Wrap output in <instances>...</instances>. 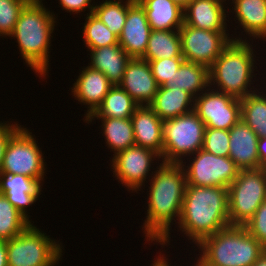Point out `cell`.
<instances>
[{"label": "cell", "instance_id": "cell-1", "mask_svg": "<svg viewBox=\"0 0 266 266\" xmlns=\"http://www.w3.org/2000/svg\"><path fill=\"white\" fill-rule=\"evenodd\" d=\"M159 167L150 182L148 216L143 228L149 241L163 245L169 242L173 218L177 216L179 221L187 180L183 163L162 162Z\"/></svg>", "mask_w": 266, "mask_h": 266}, {"label": "cell", "instance_id": "cell-2", "mask_svg": "<svg viewBox=\"0 0 266 266\" xmlns=\"http://www.w3.org/2000/svg\"><path fill=\"white\" fill-rule=\"evenodd\" d=\"M178 223L180 230L197 244L230 226L228 188L187 185Z\"/></svg>", "mask_w": 266, "mask_h": 266}, {"label": "cell", "instance_id": "cell-3", "mask_svg": "<svg viewBox=\"0 0 266 266\" xmlns=\"http://www.w3.org/2000/svg\"><path fill=\"white\" fill-rule=\"evenodd\" d=\"M40 0H31L21 11L11 37L17 38L20 53L31 69L45 76L48 68L50 36L55 18Z\"/></svg>", "mask_w": 266, "mask_h": 266}, {"label": "cell", "instance_id": "cell-4", "mask_svg": "<svg viewBox=\"0 0 266 266\" xmlns=\"http://www.w3.org/2000/svg\"><path fill=\"white\" fill-rule=\"evenodd\" d=\"M197 245L206 266H252L266 251L244 226L230 225L205 237Z\"/></svg>", "mask_w": 266, "mask_h": 266}, {"label": "cell", "instance_id": "cell-5", "mask_svg": "<svg viewBox=\"0 0 266 266\" xmlns=\"http://www.w3.org/2000/svg\"><path fill=\"white\" fill-rule=\"evenodd\" d=\"M250 47L246 39H233L209 68V85L216 82L220 92L238 99L254 92L247 89L255 62Z\"/></svg>", "mask_w": 266, "mask_h": 266}, {"label": "cell", "instance_id": "cell-6", "mask_svg": "<svg viewBox=\"0 0 266 266\" xmlns=\"http://www.w3.org/2000/svg\"><path fill=\"white\" fill-rule=\"evenodd\" d=\"M266 200V167L240 170L228 187L230 225L244 226Z\"/></svg>", "mask_w": 266, "mask_h": 266}, {"label": "cell", "instance_id": "cell-7", "mask_svg": "<svg viewBox=\"0 0 266 266\" xmlns=\"http://www.w3.org/2000/svg\"><path fill=\"white\" fill-rule=\"evenodd\" d=\"M206 126L194 110L163 121V161L183 163L181 156L202 149ZM180 158V159H179Z\"/></svg>", "mask_w": 266, "mask_h": 266}, {"label": "cell", "instance_id": "cell-8", "mask_svg": "<svg viewBox=\"0 0 266 266\" xmlns=\"http://www.w3.org/2000/svg\"><path fill=\"white\" fill-rule=\"evenodd\" d=\"M30 224L7 241L8 266H53L61 257V246Z\"/></svg>", "mask_w": 266, "mask_h": 266}, {"label": "cell", "instance_id": "cell-9", "mask_svg": "<svg viewBox=\"0 0 266 266\" xmlns=\"http://www.w3.org/2000/svg\"><path fill=\"white\" fill-rule=\"evenodd\" d=\"M39 149L31 133L19 127L9 138L0 173L21 174L41 183L45 168Z\"/></svg>", "mask_w": 266, "mask_h": 266}, {"label": "cell", "instance_id": "cell-10", "mask_svg": "<svg viewBox=\"0 0 266 266\" xmlns=\"http://www.w3.org/2000/svg\"><path fill=\"white\" fill-rule=\"evenodd\" d=\"M185 170L187 185L229 187L240 169L230 157L216 156L200 149ZM187 170V171H186Z\"/></svg>", "mask_w": 266, "mask_h": 266}, {"label": "cell", "instance_id": "cell-11", "mask_svg": "<svg viewBox=\"0 0 266 266\" xmlns=\"http://www.w3.org/2000/svg\"><path fill=\"white\" fill-rule=\"evenodd\" d=\"M178 31L183 58L207 68L213 65L224 48L233 40L229 39L226 31H208L185 23Z\"/></svg>", "mask_w": 266, "mask_h": 266}, {"label": "cell", "instance_id": "cell-12", "mask_svg": "<svg viewBox=\"0 0 266 266\" xmlns=\"http://www.w3.org/2000/svg\"><path fill=\"white\" fill-rule=\"evenodd\" d=\"M194 111L206 127L230 130L241 119L240 99L217 91L194 99Z\"/></svg>", "mask_w": 266, "mask_h": 266}, {"label": "cell", "instance_id": "cell-13", "mask_svg": "<svg viewBox=\"0 0 266 266\" xmlns=\"http://www.w3.org/2000/svg\"><path fill=\"white\" fill-rule=\"evenodd\" d=\"M160 158L155 151L141 146H131L118 152L112 159L115 176L130 190H138L150 171L152 158Z\"/></svg>", "mask_w": 266, "mask_h": 266}, {"label": "cell", "instance_id": "cell-14", "mask_svg": "<svg viewBox=\"0 0 266 266\" xmlns=\"http://www.w3.org/2000/svg\"><path fill=\"white\" fill-rule=\"evenodd\" d=\"M151 31L143 6L137 0H128L127 17L118 37L119 45L131 58H141Z\"/></svg>", "mask_w": 266, "mask_h": 266}, {"label": "cell", "instance_id": "cell-15", "mask_svg": "<svg viewBox=\"0 0 266 266\" xmlns=\"http://www.w3.org/2000/svg\"><path fill=\"white\" fill-rule=\"evenodd\" d=\"M139 105H150L158 90L149 63L141 58H131L119 84ZM145 102V103H144Z\"/></svg>", "mask_w": 266, "mask_h": 266}, {"label": "cell", "instance_id": "cell-16", "mask_svg": "<svg viewBox=\"0 0 266 266\" xmlns=\"http://www.w3.org/2000/svg\"><path fill=\"white\" fill-rule=\"evenodd\" d=\"M256 133L240 119L229 130V156L240 170L265 167L258 157Z\"/></svg>", "mask_w": 266, "mask_h": 266}, {"label": "cell", "instance_id": "cell-17", "mask_svg": "<svg viewBox=\"0 0 266 266\" xmlns=\"http://www.w3.org/2000/svg\"><path fill=\"white\" fill-rule=\"evenodd\" d=\"M130 119L135 145L151 149L163 157V120L149 105L138 106Z\"/></svg>", "mask_w": 266, "mask_h": 266}, {"label": "cell", "instance_id": "cell-18", "mask_svg": "<svg viewBox=\"0 0 266 266\" xmlns=\"http://www.w3.org/2000/svg\"><path fill=\"white\" fill-rule=\"evenodd\" d=\"M41 185L33 178L21 174L0 173V193L28 220L26 209L36 202Z\"/></svg>", "mask_w": 266, "mask_h": 266}, {"label": "cell", "instance_id": "cell-19", "mask_svg": "<svg viewBox=\"0 0 266 266\" xmlns=\"http://www.w3.org/2000/svg\"><path fill=\"white\" fill-rule=\"evenodd\" d=\"M223 2L224 0H193L184 9V23L208 31H226Z\"/></svg>", "mask_w": 266, "mask_h": 266}, {"label": "cell", "instance_id": "cell-20", "mask_svg": "<svg viewBox=\"0 0 266 266\" xmlns=\"http://www.w3.org/2000/svg\"><path fill=\"white\" fill-rule=\"evenodd\" d=\"M112 86L109 79L101 71L89 66L82 70L72 90L80 103L89 105L86 118L102 104Z\"/></svg>", "mask_w": 266, "mask_h": 266}, {"label": "cell", "instance_id": "cell-21", "mask_svg": "<svg viewBox=\"0 0 266 266\" xmlns=\"http://www.w3.org/2000/svg\"><path fill=\"white\" fill-rule=\"evenodd\" d=\"M89 67L101 71L113 86L121 83L127 63L131 57L118 44L91 49Z\"/></svg>", "mask_w": 266, "mask_h": 266}, {"label": "cell", "instance_id": "cell-22", "mask_svg": "<svg viewBox=\"0 0 266 266\" xmlns=\"http://www.w3.org/2000/svg\"><path fill=\"white\" fill-rule=\"evenodd\" d=\"M144 8L152 30H179L184 23V9L172 0H137ZM173 28V29H172Z\"/></svg>", "mask_w": 266, "mask_h": 266}, {"label": "cell", "instance_id": "cell-23", "mask_svg": "<svg viewBox=\"0 0 266 266\" xmlns=\"http://www.w3.org/2000/svg\"><path fill=\"white\" fill-rule=\"evenodd\" d=\"M193 98L188 92L170 86H159L154 100L149 105L161 120L175 118L194 110L189 107ZM191 108V109H190Z\"/></svg>", "mask_w": 266, "mask_h": 266}, {"label": "cell", "instance_id": "cell-24", "mask_svg": "<svg viewBox=\"0 0 266 266\" xmlns=\"http://www.w3.org/2000/svg\"><path fill=\"white\" fill-rule=\"evenodd\" d=\"M237 20L250 36L266 37V0H232Z\"/></svg>", "mask_w": 266, "mask_h": 266}, {"label": "cell", "instance_id": "cell-25", "mask_svg": "<svg viewBox=\"0 0 266 266\" xmlns=\"http://www.w3.org/2000/svg\"><path fill=\"white\" fill-rule=\"evenodd\" d=\"M139 105L132 97L119 85L112 86L107 95L104 97L102 104L93 114L85 118L91 121L94 117L98 118H131L135 109Z\"/></svg>", "mask_w": 266, "mask_h": 266}, {"label": "cell", "instance_id": "cell-26", "mask_svg": "<svg viewBox=\"0 0 266 266\" xmlns=\"http://www.w3.org/2000/svg\"><path fill=\"white\" fill-rule=\"evenodd\" d=\"M173 57H183L179 31L152 30L149 36L147 49L141 59L148 62L150 60Z\"/></svg>", "mask_w": 266, "mask_h": 266}, {"label": "cell", "instance_id": "cell-27", "mask_svg": "<svg viewBox=\"0 0 266 266\" xmlns=\"http://www.w3.org/2000/svg\"><path fill=\"white\" fill-rule=\"evenodd\" d=\"M210 84L209 68L202 64L184 60L179 69L175 71L173 81L169 85L171 88H178L188 92L194 97L203 88Z\"/></svg>", "mask_w": 266, "mask_h": 266}, {"label": "cell", "instance_id": "cell-28", "mask_svg": "<svg viewBox=\"0 0 266 266\" xmlns=\"http://www.w3.org/2000/svg\"><path fill=\"white\" fill-rule=\"evenodd\" d=\"M103 120L104 135L107 145L115 155L135 145L134 130L130 118H100Z\"/></svg>", "mask_w": 266, "mask_h": 266}, {"label": "cell", "instance_id": "cell-29", "mask_svg": "<svg viewBox=\"0 0 266 266\" xmlns=\"http://www.w3.org/2000/svg\"><path fill=\"white\" fill-rule=\"evenodd\" d=\"M252 92L240 99L241 119L258 137H266V96Z\"/></svg>", "mask_w": 266, "mask_h": 266}, {"label": "cell", "instance_id": "cell-30", "mask_svg": "<svg viewBox=\"0 0 266 266\" xmlns=\"http://www.w3.org/2000/svg\"><path fill=\"white\" fill-rule=\"evenodd\" d=\"M30 224V221L8 201L6 196L0 193V240L9 241Z\"/></svg>", "mask_w": 266, "mask_h": 266}, {"label": "cell", "instance_id": "cell-31", "mask_svg": "<svg viewBox=\"0 0 266 266\" xmlns=\"http://www.w3.org/2000/svg\"><path fill=\"white\" fill-rule=\"evenodd\" d=\"M86 19L83 37L90 50L119 44L118 37L97 16L89 13Z\"/></svg>", "mask_w": 266, "mask_h": 266}, {"label": "cell", "instance_id": "cell-32", "mask_svg": "<svg viewBox=\"0 0 266 266\" xmlns=\"http://www.w3.org/2000/svg\"><path fill=\"white\" fill-rule=\"evenodd\" d=\"M128 11V0L125 4L121 1L109 0L96 5L93 14L97 16L117 37L120 36L125 24Z\"/></svg>", "mask_w": 266, "mask_h": 266}, {"label": "cell", "instance_id": "cell-33", "mask_svg": "<svg viewBox=\"0 0 266 266\" xmlns=\"http://www.w3.org/2000/svg\"><path fill=\"white\" fill-rule=\"evenodd\" d=\"M31 0H0V36H11L19 15Z\"/></svg>", "mask_w": 266, "mask_h": 266}, {"label": "cell", "instance_id": "cell-34", "mask_svg": "<svg viewBox=\"0 0 266 266\" xmlns=\"http://www.w3.org/2000/svg\"><path fill=\"white\" fill-rule=\"evenodd\" d=\"M184 60L183 57H173L148 61L157 85L169 86L173 81L175 71L179 69Z\"/></svg>", "mask_w": 266, "mask_h": 266}, {"label": "cell", "instance_id": "cell-35", "mask_svg": "<svg viewBox=\"0 0 266 266\" xmlns=\"http://www.w3.org/2000/svg\"><path fill=\"white\" fill-rule=\"evenodd\" d=\"M202 149L216 156H229V130L206 127Z\"/></svg>", "mask_w": 266, "mask_h": 266}, {"label": "cell", "instance_id": "cell-36", "mask_svg": "<svg viewBox=\"0 0 266 266\" xmlns=\"http://www.w3.org/2000/svg\"><path fill=\"white\" fill-rule=\"evenodd\" d=\"M244 228L266 248V200L254 213V216L244 224Z\"/></svg>", "mask_w": 266, "mask_h": 266}, {"label": "cell", "instance_id": "cell-37", "mask_svg": "<svg viewBox=\"0 0 266 266\" xmlns=\"http://www.w3.org/2000/svg\"><path fill=\"white\" fill-rule=\"evenodd\" d=\"M19 127L17 124L15 126L0 123V170L9 138Z\"/></svg>", "mask_w": 266, "mask_h": 266}, {"label": "cell", "instance_id": "cell-38", "mask_svg": "<svg viewBox=\"0 0 266 266\" xmlns=\"http://www.w3.org/2000/svg\"><path fill=\"white\" fill-rule=\"evenodd\" d=\"M60 5H62L63 9L69 12H80L83 11L87 6L90 8V14L94 12V7L90 5L91 0H59Z\"/></svg>", "mask_w": 266, "mask_h": 266}, {"label": "cell", "instance_id": "cell-39", "mask_svg": "<svg viewBox=\"0 0 266 266\" xmlns=\"http://www.w3.org/2000/svg\"><path fill=\"white\" fill-rule=\"evenodd\" d=\"M257 149L259 160L266 167V137H259Z\"/></svg>", "mask_w": 266, "mask_h": 266}, {"label": "cell", "instance_id": "cell-40", "mask_svg": "<svg viewBox=\"0 0 266 266\" xmlns=\"http://www.w3.org/2000/svg\"><path fill=\"white\" fill-rule=\"evenodd\" d=\"M0 266H8L7 241L0 240Z\"/></svg>", "mask_w": 266, "mask_h": 266}, {"label": "cell", "instance_id": "cell-41", "mask_svg": "<svg viewBox=\"0 0 266 266\" xmlns=\"http://www.w3.org/2000/svg\"><path fill=\"white\" fill-rule=\"evenodd\" d=\"M252 266H266V251L258 258Z\"/></svg>", "mask_w": 266, "mask_h": 266}, {"label": "cell", "instance_id": "cell-42", "mask_svg": "<svg viewBox=\"0 0 266 266\" xmlns=\"http://www.w3.org/2000/svg\"><path fill=\"white\" fill-rule=\"evenodd\" d=\"M177 5H179L181 8L185 9L187 5L192 2L193 0H172Z\"/></svg>", "mask_w": 266, "mask_h": 266}, {"label": "cell", "instance_id": "cell-43", "mask_svg": "<svg viewBox=\"0 0 266 266\" xmlns=\"http://www.w3.org/2000/svg\"><path fill=\"white\" fill-rule=\"evenodd\" d=\"M164 258L160 256V258L155 260L156 262L154 261L153 266H169Z\"/></svg>", "mask_w": 266, "mask_h": 266}, {"label": "cell", "instance_id": "cell-44", "mask_svg": "<svg viewBox=\"0 0 266 266\" xmlns=\"http://www.w3.org/2000/svg\"><path fill=\"white\" fill-rule=\"evenodd\" d=\"M198 262V264L196 265V266H206V265H204L200 260H197Z\"/></svg>", "mask_w": 266, "mask_h": 266}]
</instances>
